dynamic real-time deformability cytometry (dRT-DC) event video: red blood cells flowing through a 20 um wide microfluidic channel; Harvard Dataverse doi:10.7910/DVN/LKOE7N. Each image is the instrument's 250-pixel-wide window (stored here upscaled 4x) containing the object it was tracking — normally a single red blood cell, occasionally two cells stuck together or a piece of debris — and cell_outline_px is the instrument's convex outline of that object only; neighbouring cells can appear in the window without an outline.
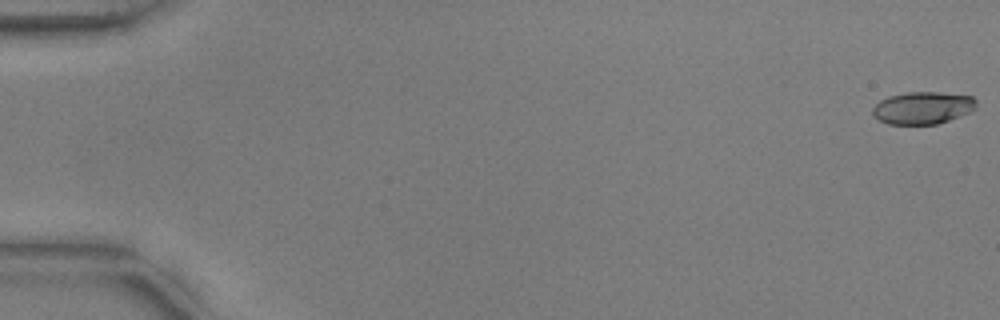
{"species": "common noctule bat (a hibernating species)", "species_latin": "Nyctalus noctula", "temperature_condition": "warm", "stored_images_in_passage": 55, "camera_frame_rate_fps": 3000, "um_per_image_px": 0.085, "animal": {"sex": "male", "body_mass_g": 17.9, "forearm_length_mm": 54.2}, "frame": {"image": 1, "passage_image": 1, "time_ms": 0.0, "image_size_px": [1000, 320], "cell_outline_px": [[976, 108], [972, 112], [936, 124], [888, 124], [872, 116], [872, 108], [880, 100], [888, 96], [908, 92], [940, 92], [972, 96], [976, 100]], "centroid_in_image_um": [78.43, 9.16], "position_along_channel_um": 6.6, "area_um2": 19.65}}
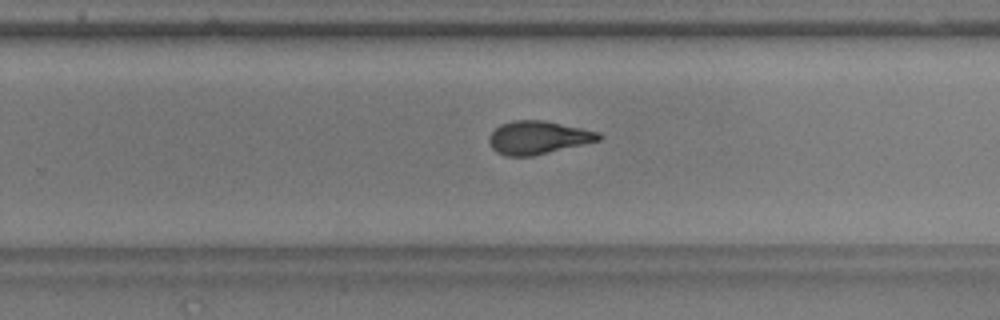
{"frame": {"image": 2, "passage_image": 36, "time_ms": 11.667, "image_size_px": [1000, 320], "cell_outline_px": [[604, 136], [600, 140], [532, 156], [504, 156], [496, 152], [492, 148], [488, 140], [488, 136], [500, 124], [512, 120], [544, 120], [600, 132]], "centroid_in_image_um": [45.72, 11.69], "position_along_channel_um": 284.1, "area_um2": 21.21}}
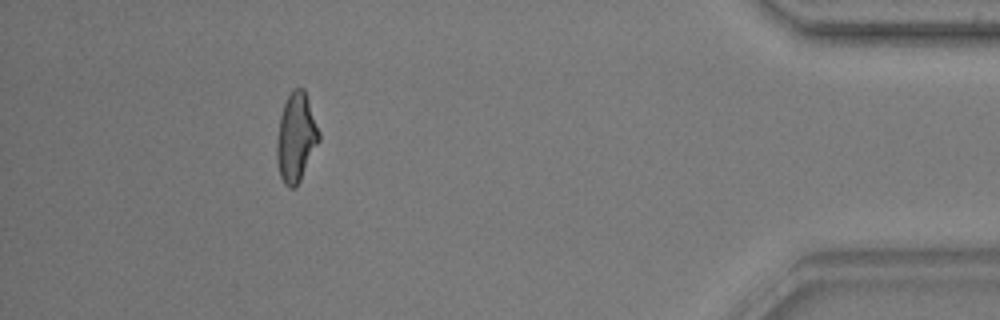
{"frame": {"image": 3, "passage_image": 50, "time_ms": 16.333, "image_size_px": [1000, 320], "cell_outline_px": [[320, 140], [296, 188], [288, 188], [284, 184], [280, 176], [276, 160], [276, 144], [280, 116], [284, 104], [292, 88], [304, 88], [320, 132]], "centroid_in_image_um": [25.16, 11.7], "position_along_channel_um": 410.0, "area_um2": 21.91}, "authors_computed_cell_mechanics": {"area_um2": 21.3282, "velocity_mm_per_s": 3.7676, "shape_relaxation_time_tau1_ms": 8.1054, "shape_relaxation_time_tau2_ms": 1.644, "deformation_change_tau1": 0.2336, "deformation_change_tau2": 0.0915}}